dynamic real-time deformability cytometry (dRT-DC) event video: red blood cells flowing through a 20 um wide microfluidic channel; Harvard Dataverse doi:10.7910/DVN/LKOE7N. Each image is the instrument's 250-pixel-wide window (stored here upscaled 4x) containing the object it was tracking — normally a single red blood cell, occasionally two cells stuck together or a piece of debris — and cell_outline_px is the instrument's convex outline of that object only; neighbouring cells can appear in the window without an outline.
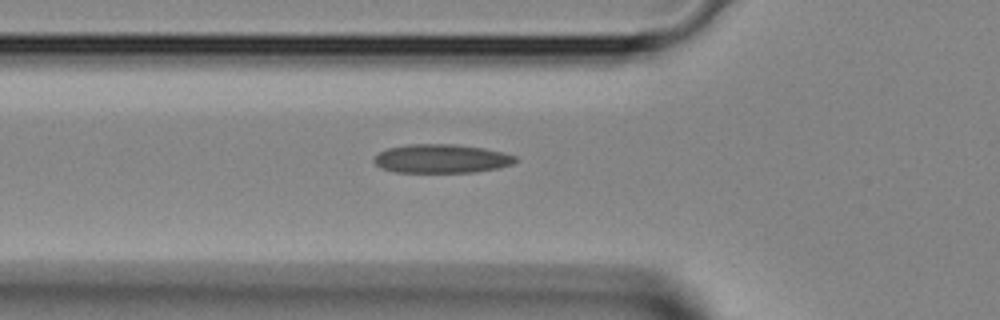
{"species": "Egyptian fruit bat (a non-hibernating species)", "species_latin": "Rousettus aegyptiacus", "temperature_condition": "room temperature", "stored_images_in_passage": 24, "camera_frame_rate_fps": 3000, "um_per_image_px": 0.085, "animal": {"sex": "female"}, "frame": {"image": 1, "passage_image": 2, "time_ms": 0.333, "image_size_px": [1000, 320], "cell_outline_px": [[520, 160], [512, 164], [500, 168], [476, 172], [396, 172], [380, 168], [372, 160], [380, 152], [388, 148], [408, 144], [452, 144], [484, 148], [516, 156]], "centroid_in_image_um": [37.54, 13.49], "position_along_channel_um": 88.3, "area_um2": 23.76}}
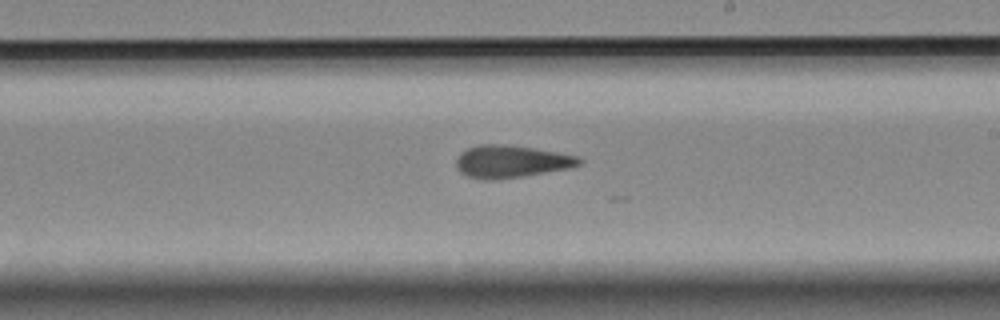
{"frame": {"image": 2, "passage_image": 12, "time_ms": 3.667, "image_size_px": [1000, 320], "cell_outline_px": [[584, 160], [580, 164], [572, 168], [524, 176], [492, 180], [488, 180], [468, 176], [460, 172], [456, 168], [456, 160], [460, 152], [468, 148], [480, 144], [504, 144], [532, 148], [580, 156]], "centroid_in_image_um": [43.47, 13.73], "position_along_channel_um": 245.5, "area_um2": 23.35}}
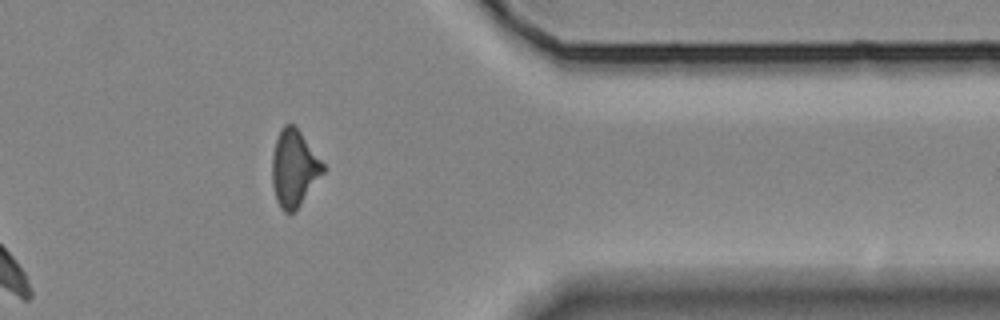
{"frame": {"image": 3, "passage_image": 22, "time_ms": 7.0, "image_size_px": [1000, 320], "cell_outline_px": [[328, 168], [300, 204], [288, 216], [280, 208], [276, 200], [272, 184], [272, 156], [276, 140], [280, 128], [284, 124], [292, 124], [300, 132]], "centroid_in_image_um": [25.0, 14.32], "position_along_channel_um": 386.4, "area_um2": 22.83}}